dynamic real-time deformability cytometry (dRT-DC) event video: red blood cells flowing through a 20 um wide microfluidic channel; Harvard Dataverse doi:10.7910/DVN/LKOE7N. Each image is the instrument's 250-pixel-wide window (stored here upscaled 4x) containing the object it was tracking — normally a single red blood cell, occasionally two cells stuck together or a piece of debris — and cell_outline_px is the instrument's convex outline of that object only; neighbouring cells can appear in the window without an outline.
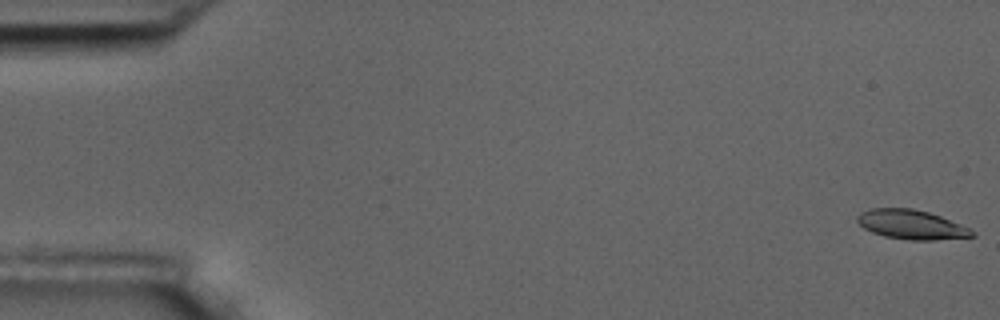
{"species": "common noctule bat (a hibernating species)", "species_latin": "Nyctalus noctula", "temperature_condition": "room temperature", "stored_images_in_passage": 5, "camera_frame_rate_fps": 3000, "um_per_image_px": 0.085, "animal": {"sex": "male", "body_mass_g": 17.5, "forearm_length_mm": 52.3}, "frame": {"image": 1, "passage_image": 1, "time_ms": 0.0, "image_size_px": [1000, 320], "cell_outline_px": [[976, 236], [936, 240], [908, 240], [884, 236], [872, 232], [864, 228], [856, 220], [856, 216], [860, 212], [868, 208], [912, 208], [928, 212], [940, 216], [960, 224], [976, 232]], "centroid_in_image_um": [77.45, 19.09], "position_along_channel_um": 7.6, "area_um2": 19.71}}
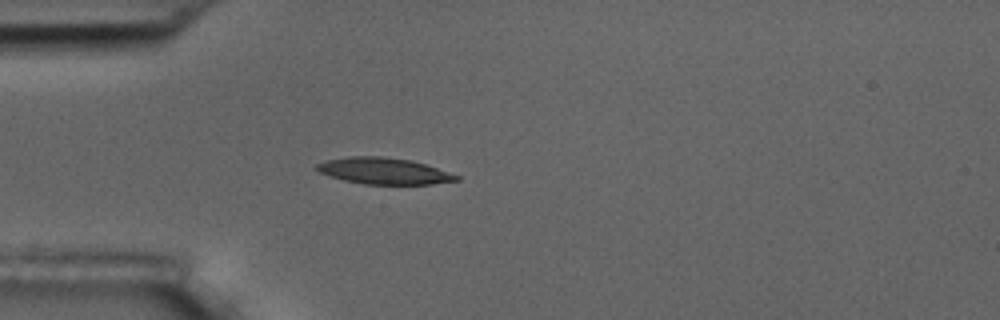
{"frame": {"image": 2, "passage_image": 5, "time_ms": 5.0, "image_size_px": [1000, 320], "cell_outline_px": [[460, 180], [432, 184], [364, 184], [344, 180], [320, 172], [312, 168], [316, 164], [324, 160], [348, 156], [380, 156], [412, 160], [460, 176]], "centroid_in_image_um": [32.59, 14.52], "position_along_channel_um": 52.4, "area_um2": 21.44}}